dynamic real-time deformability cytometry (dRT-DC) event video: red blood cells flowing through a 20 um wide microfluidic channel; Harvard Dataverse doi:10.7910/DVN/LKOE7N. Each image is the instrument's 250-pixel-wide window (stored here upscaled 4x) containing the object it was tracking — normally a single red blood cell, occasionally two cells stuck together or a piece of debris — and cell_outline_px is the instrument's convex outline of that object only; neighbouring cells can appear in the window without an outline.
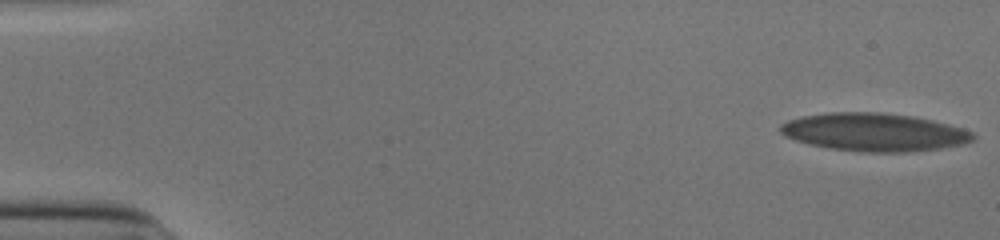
{"species": "human", "species_latin": "Homo sapiens", "temperature_condition": "cold", "stored_images_in_passage": 54, "camera_frame_rate_fps": 3000, "um_per_image_px": 0.085, "donor": {"sex": "male"}, "frame": {"image": 1, "passage_image": 1, "time_ms": 0.0, "image_size_px": [1000, 240], "cell_outline_px": [[976, 140], [964, 144], [940, 148], [904, 152], [860, 152], [828, 148], [796, 140], [784, 136], [780, 132], [780, 124], [788, 120], [804, 116], [828, 112], [884, 112], [916, 116], [964, 128], [972, 132], [976, 136]], "centroid_in_image_um": [74.34, 11.23], "position_along_channel_um": 10.7, "area_um2": 42.95}}
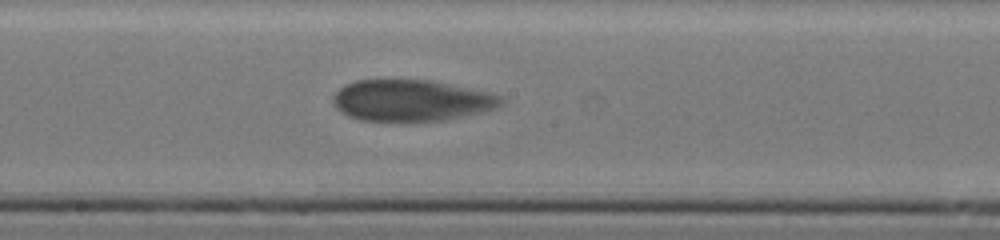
{"frame": {"image": 2, "passage_image": 30, "time_ms": 9.667, "image_size_px": [1000, 240], "cell_outline_px": [[504, 104], [480, 112], [444, 120], [400, 124], [360, 120], [348, 116], [340, 112], [336, 108], [332, 100], [332, 96], [344, 84], [356, 80], [432, 80], [484, 92], [500, 96], [504, 100]], "centroid_in_image_um": [34.87, 8.58], "position_along_channel_um": 213.3, "area_um2": 41.1}}
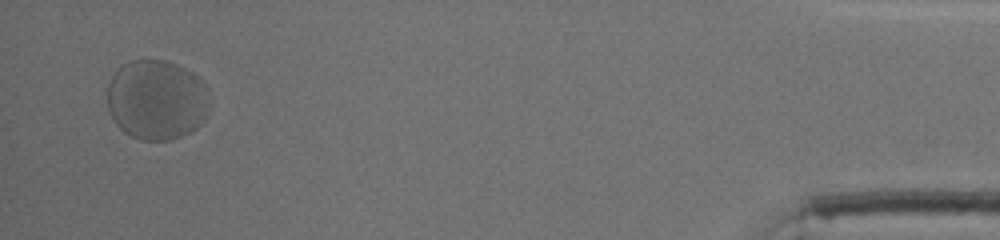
{"frame": {"image": 3, "passage_image": 53, "time_ms": 17.333, "image_size_px": [1000, 240], "cell_outline_px": [[208, 112], [204, 120], [192, 132], [172, 140], [140, 140], [124, 132], [116, 124], [108, 108], [108, 84], [112, 76], [128, 60], [168, 60], [200, 76], [208, 88]], "centroid_in_image_um": [13.35, 8.48], "position_along_channel_um": 421.9, "area_um2": 48.15}, "authors_computed_cell_mechanics": {"area_um2": 41.9339, "velocity_mm_per_s": 3.7047, "shape_relaxation_time_tau1_ms": 3.5426, "shape_relaxation_time_tau2_ms": null, "deformation_change_tau1": 0.1245, "deformation_change_tau2": null}}